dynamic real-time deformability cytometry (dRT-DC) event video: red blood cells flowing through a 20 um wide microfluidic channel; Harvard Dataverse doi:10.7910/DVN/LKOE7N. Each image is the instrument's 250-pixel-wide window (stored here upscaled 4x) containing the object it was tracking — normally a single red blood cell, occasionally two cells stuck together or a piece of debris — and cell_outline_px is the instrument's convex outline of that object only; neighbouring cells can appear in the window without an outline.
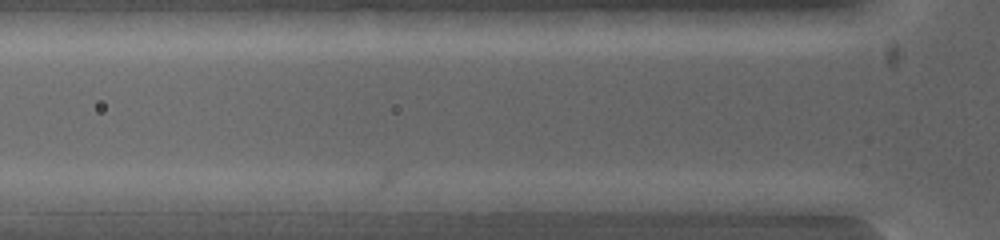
{"species": "common noctule bat (a hibernating species)", "species_latin": "Nyctalus noctula", "temperature_condition": "warm", "stored_images_in_passage": 4, "camera_frame_rate_fps": 5000, "um_per_image_px": 0.085, "animal": {"sex": "female", "body_mass_g": 19.0, "forearm_length_mm": 53.3}, "frame": {"image": 1, "passage_image": 3, "time_ms": 1.4, "image_size_px": [1000, 240], "cell_outline_px": [[344, 212], [248, 212], [248, 200], [256, 196], [288, 192], [308, 192], [340, 200], [344, 204]], "centroid_in_image_um": [25.05, 17.27], "position_along_channel_um": 100.7, "area_um2": 11.85}}